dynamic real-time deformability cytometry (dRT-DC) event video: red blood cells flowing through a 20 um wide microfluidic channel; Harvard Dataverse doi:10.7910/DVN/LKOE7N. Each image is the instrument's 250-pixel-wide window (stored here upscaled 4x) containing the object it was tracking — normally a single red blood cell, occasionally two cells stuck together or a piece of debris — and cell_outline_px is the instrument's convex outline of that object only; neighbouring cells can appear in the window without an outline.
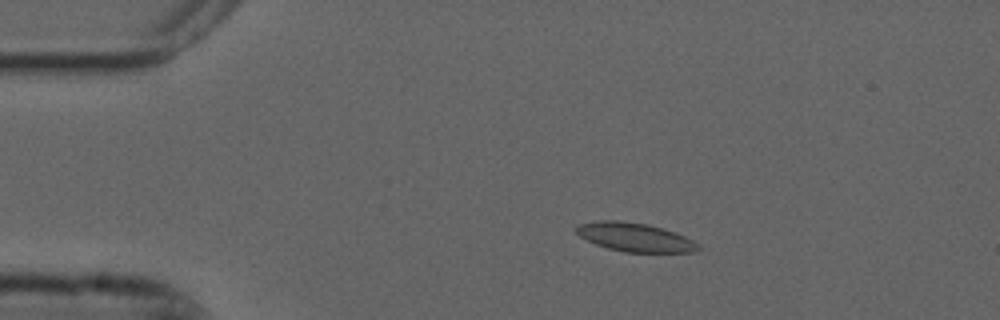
{"species": "common noctule bat (a hibernating species)", "species_latin": "Nyctalus noctula", "temperature_condition": "cold", "stored_images_in_passage": 5, "camera_frame_rate_fps": 3000, "um_per_image_px": 0.085, "animal": {"sex": "male", "forearm_length_mm": 52.5}, "frame": {"image": 1, "passage_image": 1, "time_ms": 0.0, "image_size_px": [1000, 320], "cell_outline_px": [[704, 248], [696, 252], [624, 252], [608, 248], [596, 244], [580, 236], [576, 232], [576, 228], [580, 224], [600, 220], [620, 220], [648, 224], [684, 236], [700, 244]], "centroid_in_image_um": [54.01, 20.17], "position_along_channel_um": 31.0, "area_um2": 20.29}}
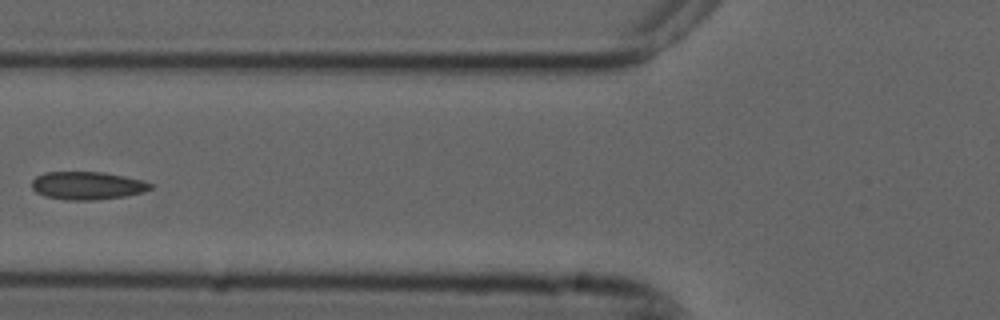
{"frame": {"image": 2, "passage_image": 4, "time_ms": 1.0, "image_size_px": [1000, 320], "cell_outline_px": [[152, 188], [144, 192], [124, 196], [96, 200], [64, 200], [44, 196], [36, 192], [32, 188], [32, 180], [36, 176], [44, 172], [104, 172], [124, 176], [140, 180], [152, 184]], "centroid_in_image_um": [7.39, 15.78], "position_along_channel_um": 118.4, "area_um2": 19.36}}
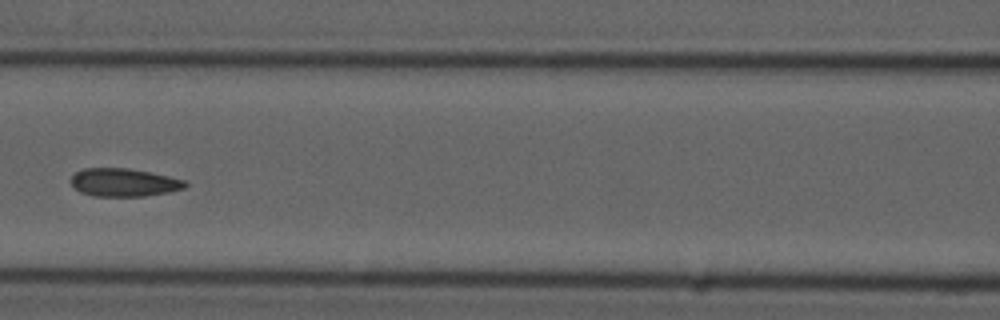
{"frame": {"image": 3, "passage_image": 5, "time_ms": 1.333, "image_size_px": [1000, 320], "cell_outline_px": [[188, 184], [184, 188], [168, 192], [144, 196], [92, 196], [80, 192], [68, 180], [76, 172], [84, 168], [128, 168], [168, 176], [184, 180]], "centroid_in_image_um": [10.49, 15.51], "position_along_channel_um": 156.1, "area_um2": 18.61}}